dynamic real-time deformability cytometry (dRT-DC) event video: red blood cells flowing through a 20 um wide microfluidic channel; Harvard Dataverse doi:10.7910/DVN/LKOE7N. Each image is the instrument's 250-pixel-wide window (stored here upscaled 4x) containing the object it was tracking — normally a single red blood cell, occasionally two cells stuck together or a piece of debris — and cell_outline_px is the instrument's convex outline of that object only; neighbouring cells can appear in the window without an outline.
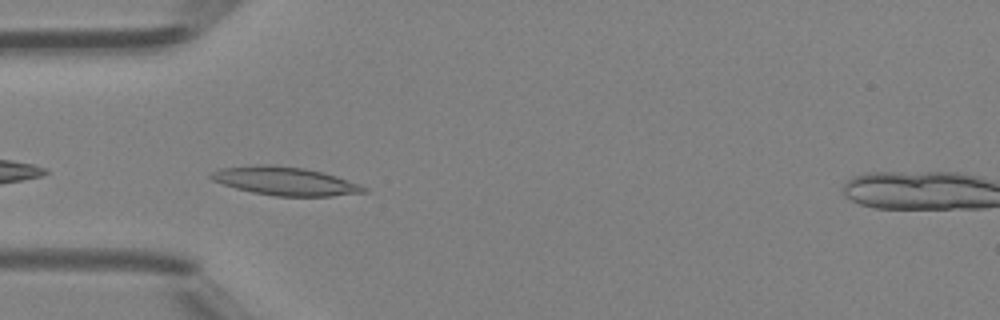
{"species": "Egyptian fruit bat (a non-hibernating species)", "species_latin": "Rousettus aegyptiacus", "temperature_condition": "room temperature", "stored_images_in_passage": 35, "camera_frame_rate_fps": 3000, "um_per_image_px": 0.085, "animal": {"sex": "female"}, "frame": {"image": 1, "passage_image": 2, "time_ms": 0.333, "image_size_px": [1000, 320], "cell_outline_px": [[368, 192], [332, 196], [276, 196], [252, 192], [236, 188], [212, 180], [208, 176], [212, 172], [220, 168], [256, 164], [272, 164], [304, 168], [336, 176], [360, 184], [368, 188]], "centroid_in_image_um": [24.23, 15.39], "position_along_channel_um": 60.8, "area_um2": 25.32}}
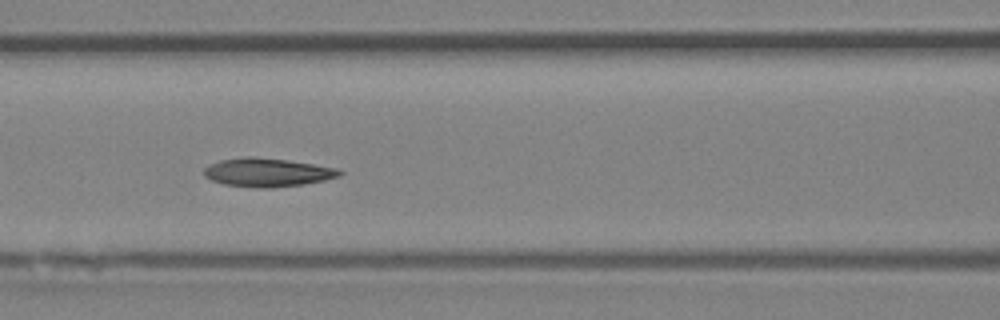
{"frame": {"image": 2, "passage_image": 8, "time_ms": 2.333, "image_size_px": [1000, 320], "cell_outline_px": [[344, 172], [340, 176], [324, 180], [300, 184], [272, 188], [256, 188], [224, 184], [212, 180], [204, 176], [204, 168], [208, 164], [220, 160], [244, 156], [256, 156], [288, 160], [340, 168]], "centroid_in_image_um": [22.72, 14.64], "position_along_channel_um": 143.9, "area_um2": 22.77}}
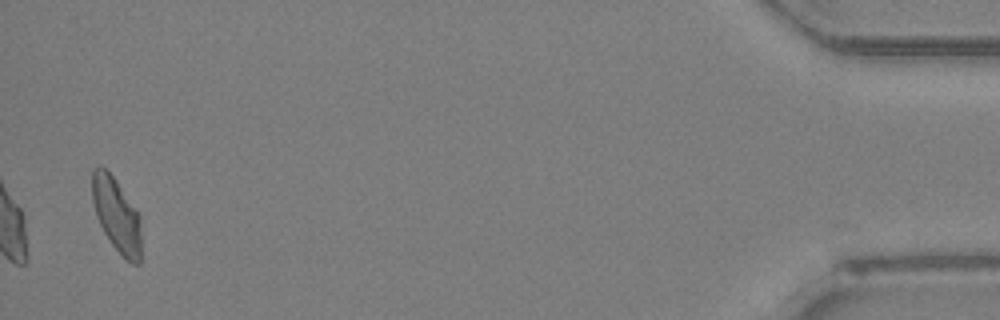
{"frame": {"image": 3, "passage_image": 34, "time_ms": 11.0, "image_size_px": [1000, 320], "cell_outline_px": [[140, 264], [132, 264], [124, 260], [112, 244], [104, 232], [100, 224], [92, 200], [92, 168], [100, 164], [116, 180], [136, 208], [140, 232]], "centroid_in_image_um": [9.89, 18.27], "position_along_channel_um": 425.3, "area_um2": 20.98}, "authors_computed_cell_mechanics": {"area_um2": 21.9062, "velocity_mm_per_s": 4.2717, "shape_relaxation_time_tau1_ms": 3.8686, "shape_relaxation_time_tau2_ms": 2.6366, "deformation_change_tau1": 0.1714, "deformation_change_tau2": 0.0914}}